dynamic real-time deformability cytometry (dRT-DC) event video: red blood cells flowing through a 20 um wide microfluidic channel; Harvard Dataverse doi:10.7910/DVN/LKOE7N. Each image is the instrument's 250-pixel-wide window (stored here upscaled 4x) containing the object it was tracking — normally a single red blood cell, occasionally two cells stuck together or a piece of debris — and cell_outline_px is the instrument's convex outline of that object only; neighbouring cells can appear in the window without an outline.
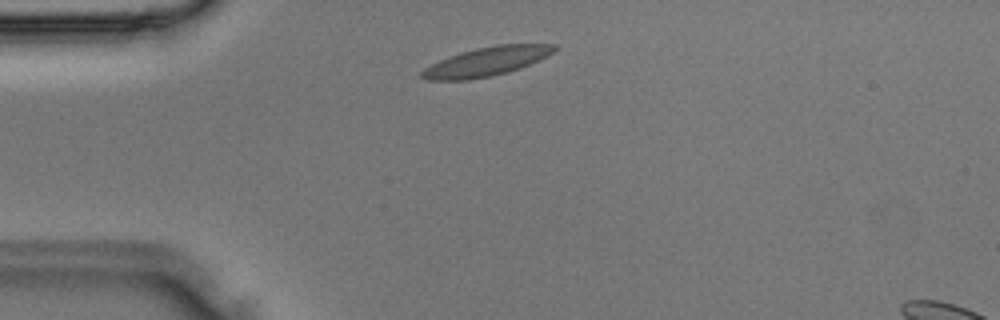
{"species": "Egyptian fruit bat (a non-hibernating species)", "species_latin": "Rousettus aegyptiacus", "temperature_condition": "room temperature", "stored_images_in_passage": 30, "camera_frame_rate_fps": 3000, "um_per_image_px": 0.085, "animal": {"sex": "male"}, "frame": {"image": 1, "passage_image": 2, "time_ms": 0.333, "image_size_px": [1000, 320], "cell_outline_px": [[560, 48], [548, 56], [540, 60], [520, 68], [508, 72], [492, 76], [468, 80], [428, 80], [420, 76], [420, 72], [424, 68], [440, 60], [460, 52], [476, 48], [496, 44], [556, 44]], "centroid_in_image_um": [41.4, 5.23], "position_along_channel_um": 43.6, "area_um2": 22.54}}
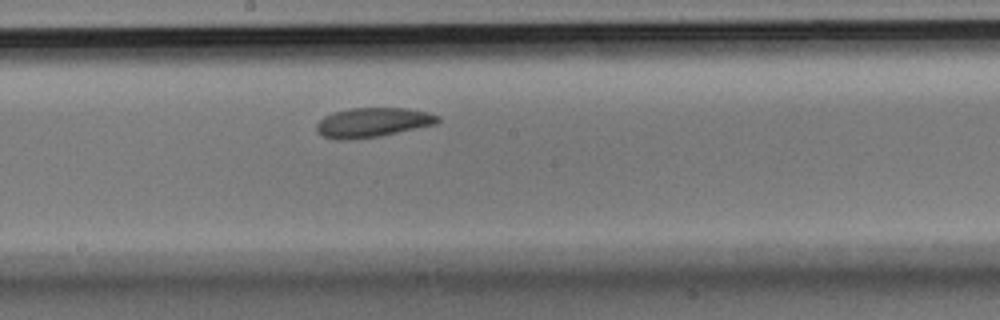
{"frame": {"image": 2, "passage_image": 13, "time_ms": 4.0, "image_size_px": [1000, 320], "cell_outline_px": [[440, 120], [436, 124], [380, 136], [352, 140], [336, 140], [324, 136], [316, 132], [316, 124], [324, 116], [336, 112], [352, 108], [408, 108], [428, 112], [440, 116]], "centroid_in_image_um": [31.68, 10.41], "position_along_channel_um": 216.5, "area_um2": 20.92}}
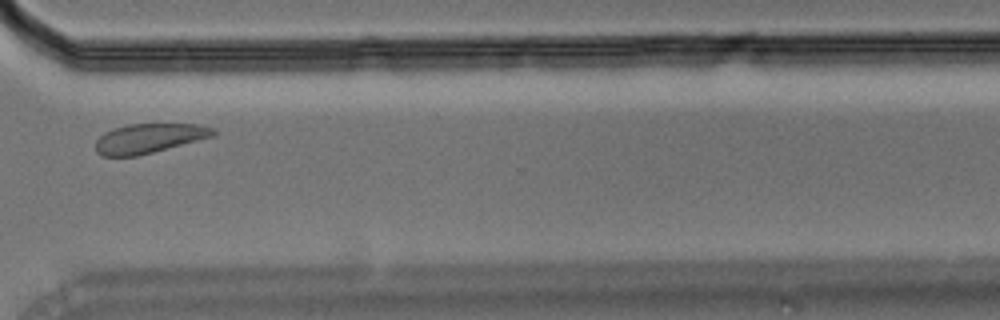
{"frame": {"image": 3, "passage_image": 21, "time_ms": 6.667, "image_size_px": [1000, 320], "cell_outline_px": [[220, 132], [216, 136], [136, 156], [100, 156], [96, 152], [96, 140], [104, 132], [112, 128], [128, 124], [196, 124], [212, 128]], "centroid_in_image_um": [12.68, 11.75], "position_along_channel_um": 357.9, "area_um2": 20.35}}